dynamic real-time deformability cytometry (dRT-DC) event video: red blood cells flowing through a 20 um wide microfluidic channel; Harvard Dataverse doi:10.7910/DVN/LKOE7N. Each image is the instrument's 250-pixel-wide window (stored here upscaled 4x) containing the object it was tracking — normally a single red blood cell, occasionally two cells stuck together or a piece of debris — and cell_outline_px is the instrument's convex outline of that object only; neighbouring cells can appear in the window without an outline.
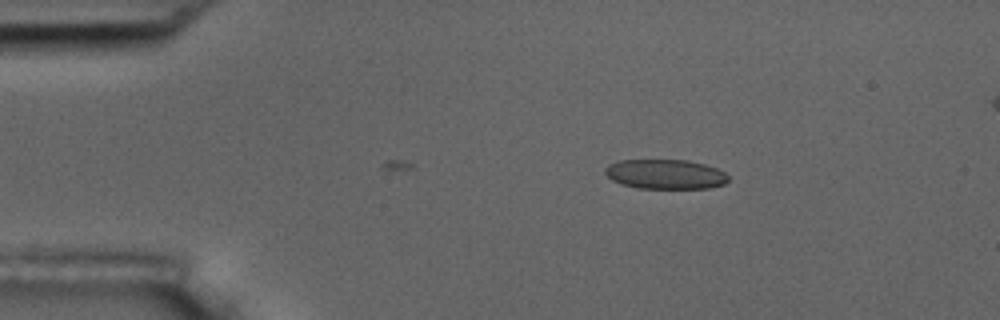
{"species": "common noctule bat (a hibernating species)", "species_latin": "Nyctalus noctula", "temperature_condition": "room temperature", "stored_images_in_passage": 15, "camera_frame_rate_fps": 3000, "um_per_image_px": 0.085, "animal": {"sex": "male", "body_mass_g": 17.5, "forearm_length_mm": 52.3}, "frame": {"image": 1, "passage_image": 15, "time_ms": 4.667, "image_size_px": [1000, 320], "cell_outline_px": [[728, 180], [724, 184], [708, 188], [636, 188], [620, 184], [612, 180], [604, 172], [604, 168], [608, 164], [620, 160], [688, 160], [704, 164], [716, 168], [724, 172], [728, 176]], "centroid_in_image_um": [56.52, 14.8], "position_along_channel_um": 28.5, "area_um2": 21.33}}